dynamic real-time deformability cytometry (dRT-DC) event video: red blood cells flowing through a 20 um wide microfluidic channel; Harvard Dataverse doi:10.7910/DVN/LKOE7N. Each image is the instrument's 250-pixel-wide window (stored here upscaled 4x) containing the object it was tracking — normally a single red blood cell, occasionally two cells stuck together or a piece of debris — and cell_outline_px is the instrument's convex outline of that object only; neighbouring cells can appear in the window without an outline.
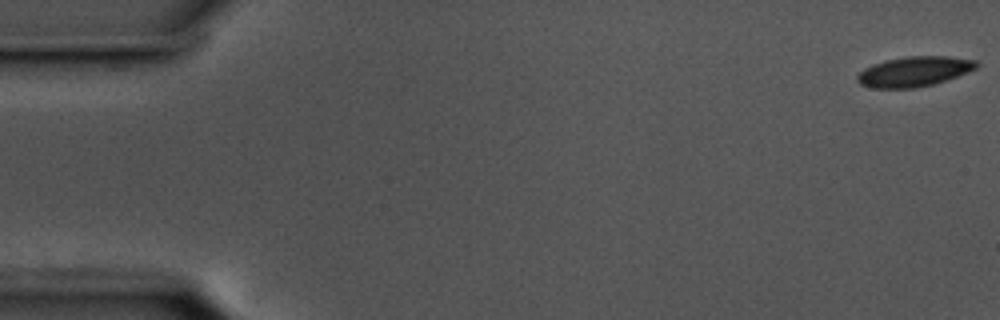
{"species": "common noctule bat (a hibernating species)", "species_latin": "Nyctalus noctula", "temperature_condition": "cold", "stored_images_in_passage": 56, "camera_frame_rate_fps": 3000, "um_per_image_px": 0.085, "animal": {"sex": "male", "body_mass_g": 17.5, "forearm_length_mm": 52.3}, "frame": {"image": 1, "passage_image": 1, "time_ms": 0.0, "image_size_px": [1000, 320], "cell_outline_px": [[976, 64], [972, 68], [964, 72], [928, 84], [904, 88], [880, 88], [864, 84], [860, 80], [860, 76], [868, 68], [892, 60], [920, 56], [936, 56], [972, 60]], "centroid_in_image_um": [77.71, 6.08], "position_along_channel_um": 7.3, "area_um2": 18.38}}
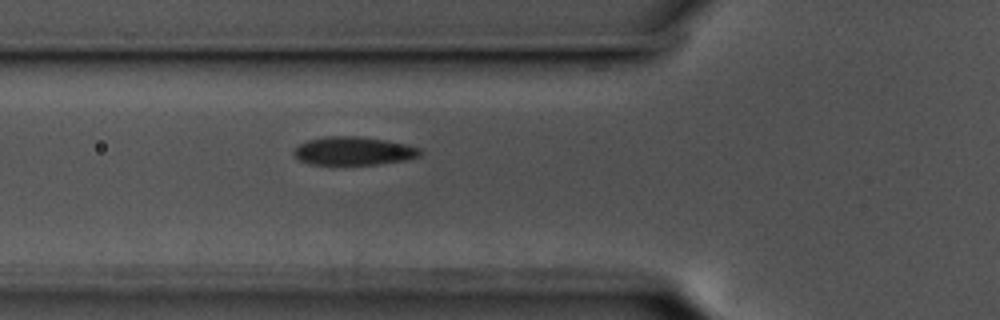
{"frame": {"image": 2, "passage_image": 20, "time_ms": 6.333, "image_size_px": [1000, 320], "cell_outline_px": [[416, 152], [412, 156], [396, 160], [368, 164], [320, 164], [304, 160], [296, 152], [296, 148], [304, 144], [316, 140], [376, 140], [416, 148]], "centroid_in_image_um": [30.0, 12.91], "position_along_channel_um": 95.8, "area_um2": 17.05}}
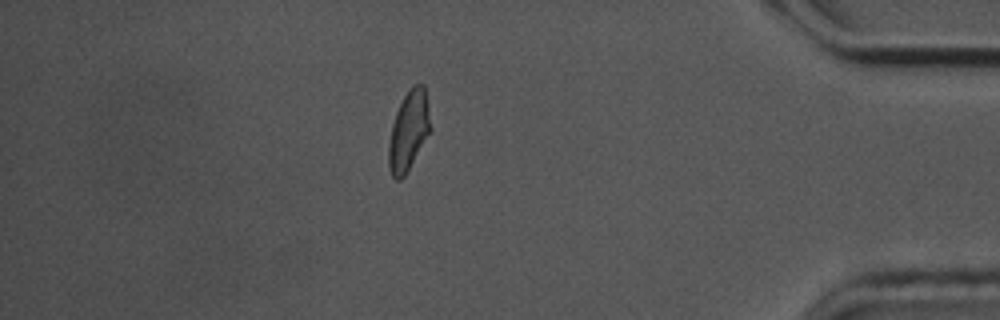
{"frame": {"image": 3, "passage_image": 49, "time_ms": 16.0, "image_size_px": [1000, 320], "cell_outline_px": [[428, 132], [404, 176], [396, 180], [392, 176], [388, 160], [388, 152], [392, 128], [400, 104], [404, 96], [416, 84], [420, 84], [424, 88], [428, 120]], "centroid_in_image_um": [34.68, 11.16], "position_along_channel_um": 400.5, "area_um2": 17.63}, "authors_computed_cell_mechanics": {"area_um2": 17.8891, "velocity_mm_per_s": 3.5678, "shape_relaxation_time_tau1_ms": 5.5142, "shape_relaxation_time_tau2_ms": 3.5005, "deformation_change_tau1": 0.1395, "deformation_change_tau2": 0.0927}}